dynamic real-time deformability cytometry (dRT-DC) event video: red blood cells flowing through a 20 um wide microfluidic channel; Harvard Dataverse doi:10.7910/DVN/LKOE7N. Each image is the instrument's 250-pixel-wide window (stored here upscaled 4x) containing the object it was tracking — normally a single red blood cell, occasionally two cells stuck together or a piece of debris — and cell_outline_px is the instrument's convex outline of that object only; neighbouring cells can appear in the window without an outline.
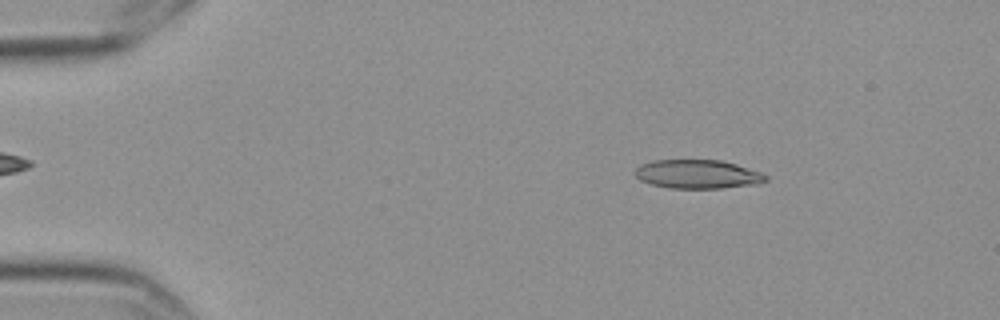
{"species": "Egyptian fruit bat (a non-hibernating species)", "species_latin": "Rousettus aegyptiacus", "temperature_condition": "cold", "stored_images_in_passage": 14, "camera_frame_rate_fps": 3000, "um_per_image_px": 0.085, "frame": {"image": 1, "passage_image": 2, "time_ms": 0.333, "image_size_px": [1000, 320], "cell_outline_px": [[768, 180], [756, 184], [720, 188], [668, 188], [652, 184], [640, 180], [636, 176], [636, 168], [640, 164], [652, 160], [720, 160], [736, 164], [760, 172], [768, 176]], "centroid_in_image_um": [59.29, 14.8], "position_along_channel_um": 25.7, "area_um2": 21.85}}
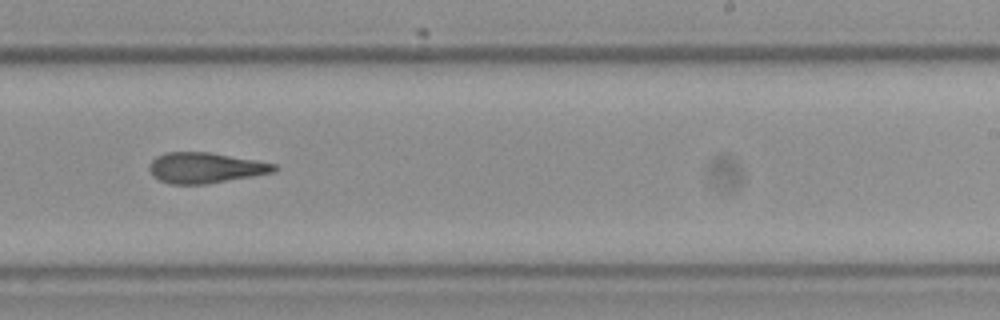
{"frame": {"image": 2, "passage_image": 9, "time_ms": 2.667, "image_size_px": [1000, 320], "cell_outline_px": [[276, 172], [204, 184], [172, 184], [160, 180], [152, 176], [148, 168], [148, 164], [156, 156], [164, 152], [208, 152], [276, 164]], "centroid_in_image_um": [17.39, 14.26], "position_along_channel_um": 271.6, "area_um2": 22.08}}
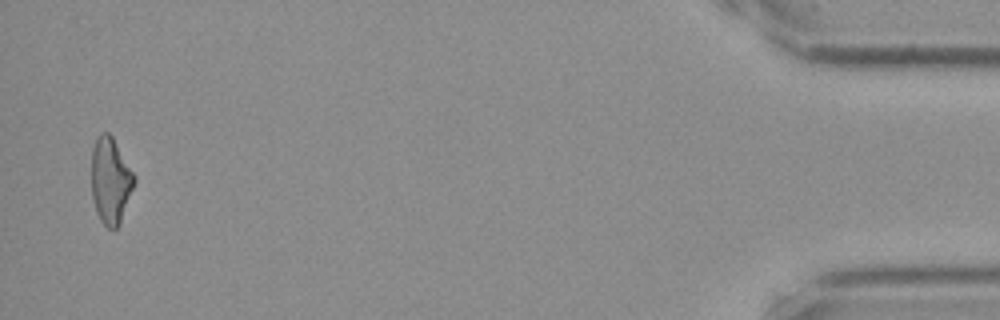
{"frame": {"image": 3, "passage_image": 14, "time_ms": 4.333, "image_size_px": [1000, 320], "cell_outline_px": [[136, 180], [120, 224], [116, 228], [108, 228], [100, 220], [96, 212], [92, 196], [92, 148], [100, 132], [108, 132], [112, 136], [136, 176]], "centroid_in_image_um": [9.4, 15.35], "position_along_channel_um": 425.8, "area_um2": 21.5}}